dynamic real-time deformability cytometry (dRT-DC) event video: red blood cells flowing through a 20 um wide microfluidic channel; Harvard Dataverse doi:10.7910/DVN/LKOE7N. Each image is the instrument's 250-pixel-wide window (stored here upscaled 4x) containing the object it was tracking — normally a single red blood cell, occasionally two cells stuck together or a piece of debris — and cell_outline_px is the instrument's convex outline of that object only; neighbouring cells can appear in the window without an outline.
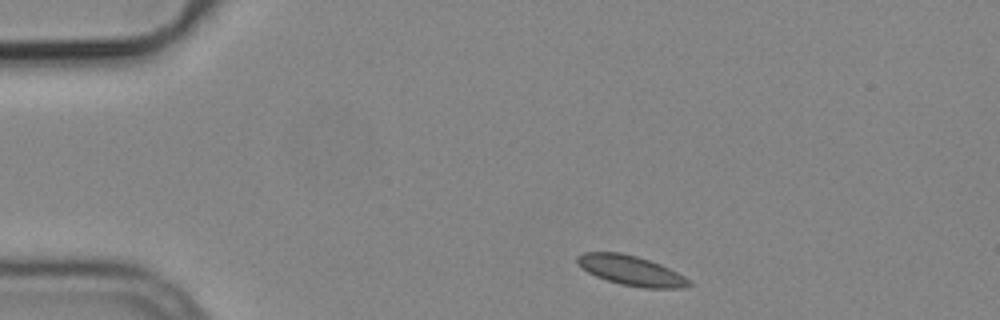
{"species": "common noctule bat (a hibernating species)", "species_latin": "Nyctalus noctula", "temperature_condition": "cold", "stored_images_in_passage": 3, "camera_frame_rate_fps": 3000, "um_per_image_px": 0.085, "animal": {"sex": "male", "body_mass_g": 19.2, "forearm_length_mm": 51.8}, "frame": {"image": 1, "passage_image": 1, "time_ms": 0.0, "image_size_px": [1000, 320], "cell_outline_px": [[692, 284], [688, 288], [644, 288], [620, 284], [596, 276], [580, 268], [576, 264], [576, 256], [584, 252], [620, 252], [636, 256], [660, 264], [684, 276]], "centroid_in_image_um": [53.6, 22.99], "position_along_channel_um": 31.4, "area_um2": 19.42}}